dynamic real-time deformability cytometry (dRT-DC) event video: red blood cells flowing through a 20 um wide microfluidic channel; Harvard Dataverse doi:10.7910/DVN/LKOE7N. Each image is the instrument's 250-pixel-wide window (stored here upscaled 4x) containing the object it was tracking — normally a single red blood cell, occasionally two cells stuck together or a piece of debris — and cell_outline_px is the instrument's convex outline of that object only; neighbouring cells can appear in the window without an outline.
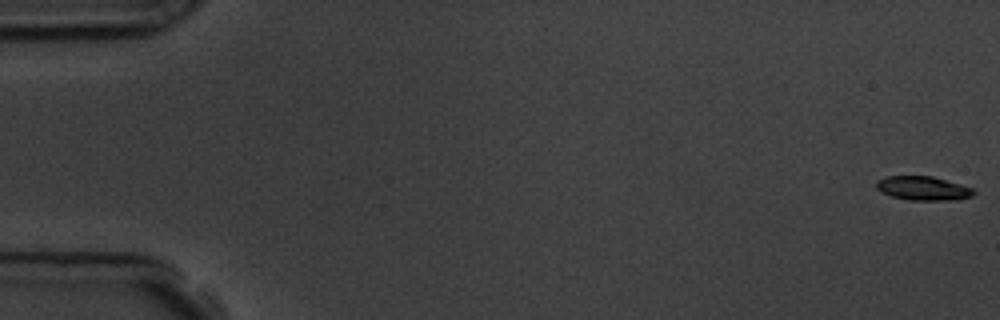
{"species": "common noctule bat (a hibernating species)", "species_latin": "Nyctalus noctula", "temperature_condition": "room temperature", "stored_images_in_passage": 30, "camera_frame_rate_fps": 3000, "um_per_image_px": 0.085, "animal": {"sex": "male", "body_mass_g": 19.5, "forearm_length_mm": 54.6}, "frame": {"image": 1, "passage_image": 1, "time_ms": 0.0, "image_size_px": [1000, 320], "cell_outline_px": [[976, 192], [972, 196], [960, 200], [908, 200], [892, 196], [880, 192], [876, 188], [876, 180], [884, 176], [932, 176], [960, 184], [972, 188]], "centroid_in_image_um": [78.44, 16.01], "position_along_channel_um": 6.6, "area_um2": 13.76}}
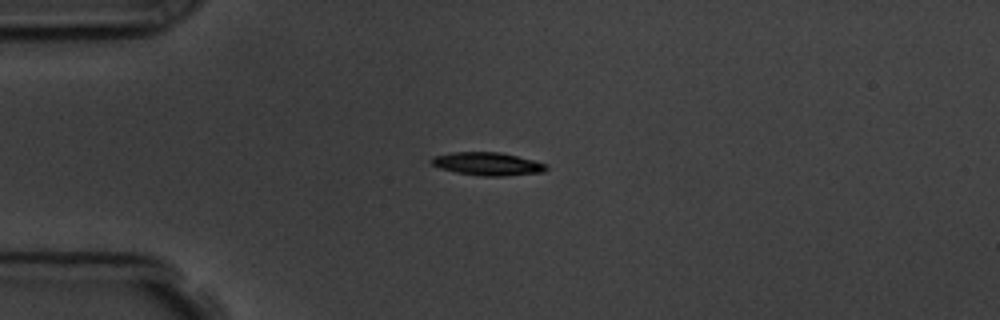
{"frame": {"image": 2, "passage_image": 15, "time_ms": 4.667, "image_size_px": [1000, 320], "cell_outline_px": [[548, 168], [544, 172], [504, 176], [480, 176], [456, 172], [440, 168], [432, 164], [432, 156], [452, 152], [500, 152], [548, 164]], "centroid_in_image_um": [41.45, 13.93], "position_along_channel_um": 43.5, "area_um2": 15.37}}
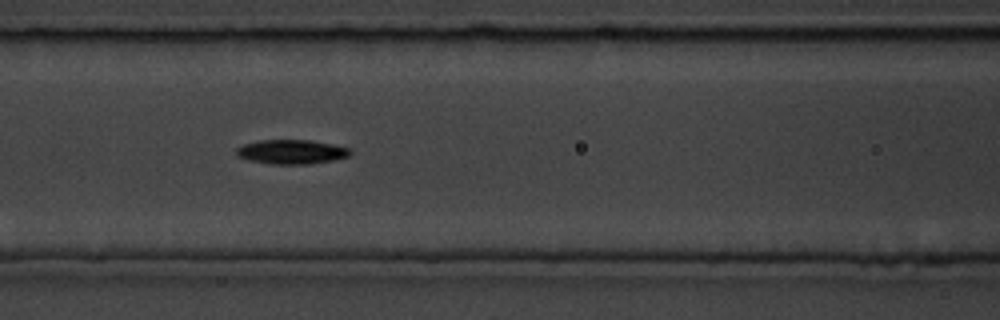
{"frame": {"image": 3, "passage_image": 25, "time_ms": 8.0, "image_size_px": [1000, 320], "cell_outline_px": [[352, 152], [348, 156], [332, 160], [308, 164], [272, 164], [248, 160], [236, 156], [236, 148], [244, 144], [260, 140], [308, 140], [332, 144], [348, 148]], "centroid_in_image_um": [24.73, 12.91], "position_along_channel_um": 141.9, "area_um2": 16.01}}